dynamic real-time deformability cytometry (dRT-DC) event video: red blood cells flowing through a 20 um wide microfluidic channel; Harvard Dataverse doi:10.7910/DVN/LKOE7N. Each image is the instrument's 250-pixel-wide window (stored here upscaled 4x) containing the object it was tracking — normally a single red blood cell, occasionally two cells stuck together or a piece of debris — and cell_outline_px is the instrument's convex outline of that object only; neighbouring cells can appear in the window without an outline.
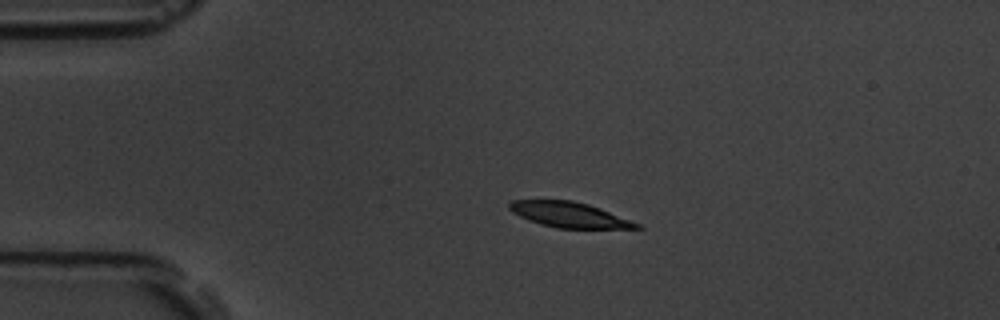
{"species": "common noctule bat (a hibernating species)", "species_latin": "Nyctalus noctula", "temperature_condition": "room temperature", "stored_images_in_passage": 4, "camera_frame_rate_fps": 3000, "um_per_image_px": 0.085, "animal": {"sex": "male", "body_mass_g": 19.5, "forearm_length_mm": 54.6}, "frame": {"image": 1, "passage_image": 3, "time_ms": 2.333, "image_size_px": [1000, 320], "cell_outline_px": [[644, 228], [556, 228], [540, 224], [528, 220], [512, 212], [508, 208], [508, 204], [512, 200], [572, 200], [588, 204], [600, 208], [632, 220], [640, 224]], "centroid_in_image_um": [48.38, 18.25], "position_along_channel_um": 36.6, "area_um2": 18.79}}